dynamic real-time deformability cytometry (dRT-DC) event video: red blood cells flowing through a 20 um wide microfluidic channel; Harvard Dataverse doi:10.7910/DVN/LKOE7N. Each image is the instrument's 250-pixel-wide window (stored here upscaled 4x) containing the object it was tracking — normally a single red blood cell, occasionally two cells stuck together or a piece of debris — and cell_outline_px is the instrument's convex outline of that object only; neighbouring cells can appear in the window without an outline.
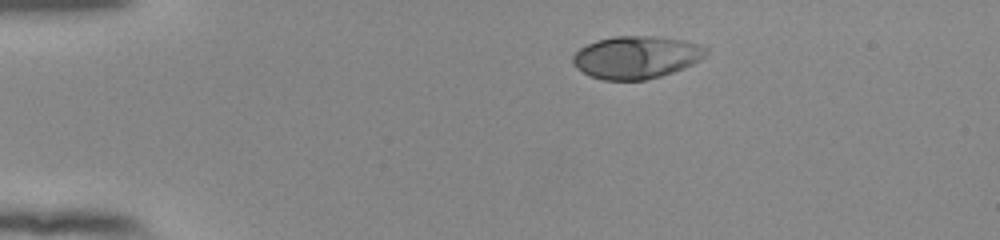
{"species": "human", "species_latin": "Homo sapiens", "temperature_condition": "room temperature", "stored_images_in_passage": 44, "camera_frame_rate_fps": 3000, "um_per_image_px": 0.085, "donor": {"sex": "female"}, "frame": {"image": 1, "passage_image": 1, "time_ms": 0.0, "image_size_px": [1000, 240], "cell_outline_px": [[708, 52], [700, 60], [684, 68], [660, 76], [644, 80], [604, 80], [592, 76], [576, 68], [572, 64], [572, 56], [580, 48], [588, 44], [612, 36], [652, 36], [684, 40], [700, 44], [708, 48]], "centroid_in_image_um": [54.1, 4.86], "position_along_channel_um": 30.9, "area_um2": 32.95}}
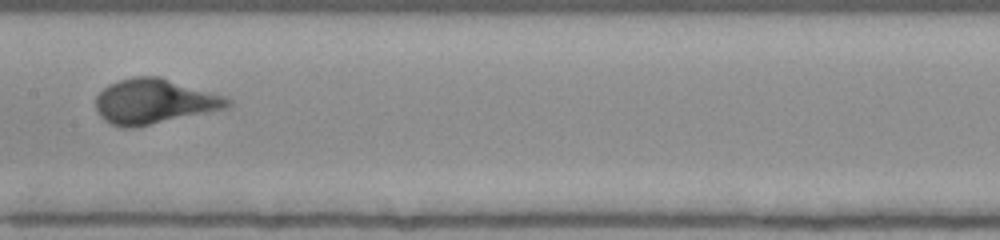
{"frame": {"image": 2, "passage_image": 19, "time_ms": 6.0, "image_size_px": [1000, 240], "cell_outline_px": [[232, 104], [228, 108], [132, 128], [120, 128], [104, 120], [96, 112], [96, 96], [108, 84], [120, 80], [136, 76], [160, 76], [224, 96], [232, 100]], "centroid_in_image_um": [13.1, 8.62], "position_along_channel_um": 194.3, "area_um2": 34.51}}
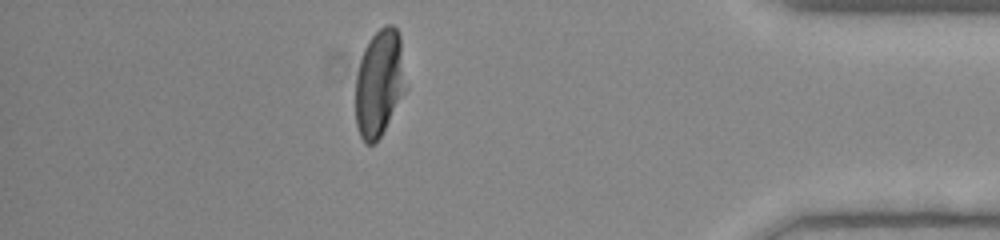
{"frame": {"image": 3, "passage_image": 38, "time_ms": 12.333, "image_size_px": [1000, 240], "cell_outline_px": [[408, 88], [380, 136], [372, 144], [364, 144], [360, 136], [356, 124], [356, 76], [360, 60], [364, 48], [368, 40], [384, 24], [392, 24], [396, 28], [400, 36], [408, 84]], "centroid_in_image_um": [32.27, 7.03], "position_along_channel_um": 402.9, "area_um2": 31.85}, "authors_computed_cell_mechanics": {"area_um2": 32.9749, "velocity_mm_per_s": 3.8462, "shape_relaxation_time_tau1_ms": 3.5336, "shape_relaxation_time_tau2_ms": null, "deformation_change_tau1": 0.2248, "deformation_change_tau2": null}}